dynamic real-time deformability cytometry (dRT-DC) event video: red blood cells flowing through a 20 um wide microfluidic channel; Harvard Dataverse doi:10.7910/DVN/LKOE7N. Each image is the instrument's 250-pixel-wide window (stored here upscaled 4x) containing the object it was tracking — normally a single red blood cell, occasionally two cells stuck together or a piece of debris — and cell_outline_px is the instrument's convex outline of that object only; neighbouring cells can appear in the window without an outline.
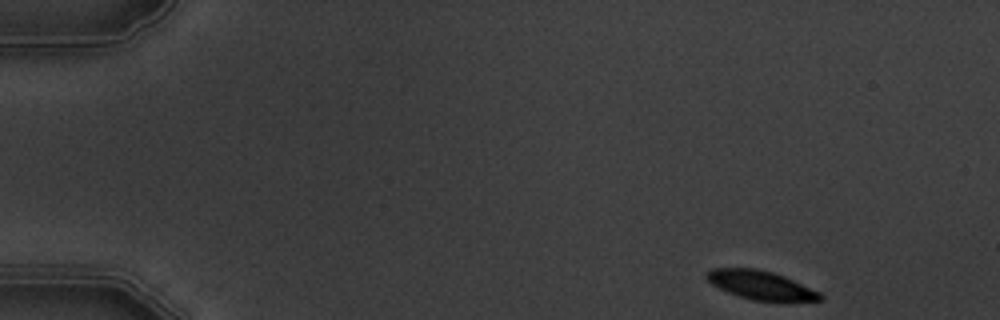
{"species": "common noctule bat (a hibernating species)", "species_latin": "Nyctalus noctula", "temperature_condition": "warm", "stored_images_in_passage": 14, "camera_frame_rate_fps": 3000, "um_per_image_px": 0.085, "animal": {"sex": "male", "body_mass_g": 19.5, "forearm_length_mm": 54.6}, "frame": {"image": 1, "passage_image": 1, "time_ms": 0.0, "image_size_px": [1000, 320], "cell_outline_px": [[824, 300], [752, 300], [728, 292], [712, 284], [704, 276], [704, 272], [712, 268], [756, 268], [772, 272], [784, 276], [820, 292], [824, 296]], "centroid_in_image_um": [64.63, 24.21], "position_along_channel_um": 20.4, "area_um2": 18.73}}
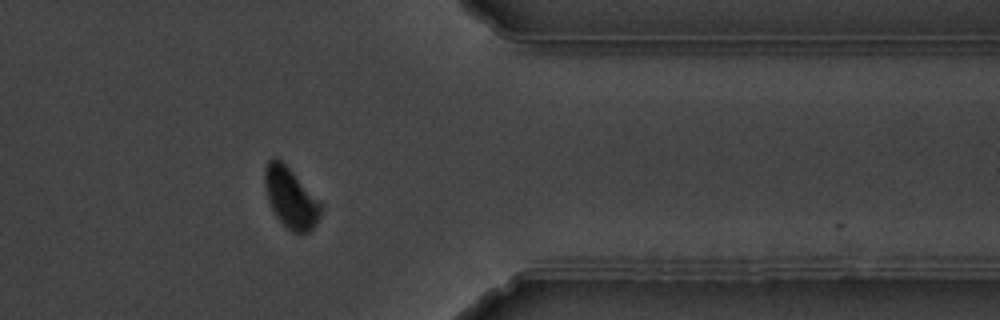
{"frame": {"image": 2, "passage_image": 12, "time_ms": 13.333, "image_size_px": [1000, 320], "cell_outline_px": [[324, 208], [316, 224], [308, 232], [292, 232], [276, 216], [268, 200], [264, 184], [264, 168], [268, 160], [272, 156], [276, 156], [324, 204]], "centroid_in_image_um": [24.72, 16.8], "position_along_channel_um": 386.7, "area_um2": 19.71}}
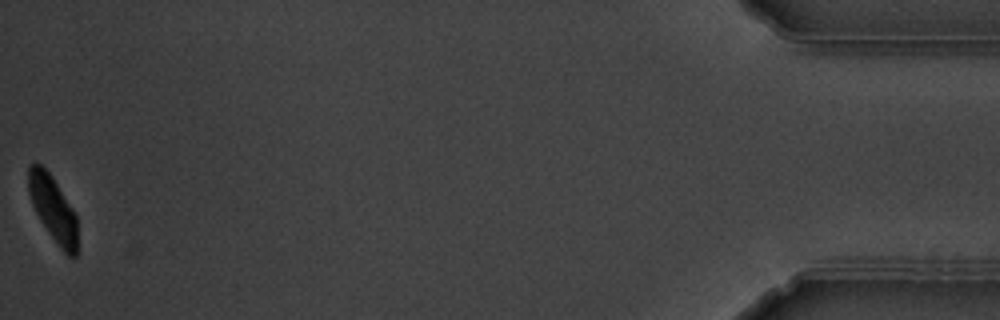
{"frame": {"image": 3, "passage_image": 14, "time_ms": 16.667, "image_size_px": [1000, 320], "cell_outline_px": [[76, 256], [68, 256], [60, 248], [48, 232], [40, 220], [32, 204], [28, 192], [28, 164], [40, 164], [52, 176], [72, 208], [76, 216]], "centroid_in_image_um": [4.48, 17.72], "position_along_channel_um": 430.7, "area_um2": 18.38}, "authors_computed_cell_mechanics": {"area_um2": 21.4438, "velocity_mm_per_s": 3.6468, "shape_relaxation_time_tau1_ms": 1.265, "shape_relaxation_time_tau2_ms": null, "deformation_change_tau1": 0.0784, "deformation_change_tau2": null}}